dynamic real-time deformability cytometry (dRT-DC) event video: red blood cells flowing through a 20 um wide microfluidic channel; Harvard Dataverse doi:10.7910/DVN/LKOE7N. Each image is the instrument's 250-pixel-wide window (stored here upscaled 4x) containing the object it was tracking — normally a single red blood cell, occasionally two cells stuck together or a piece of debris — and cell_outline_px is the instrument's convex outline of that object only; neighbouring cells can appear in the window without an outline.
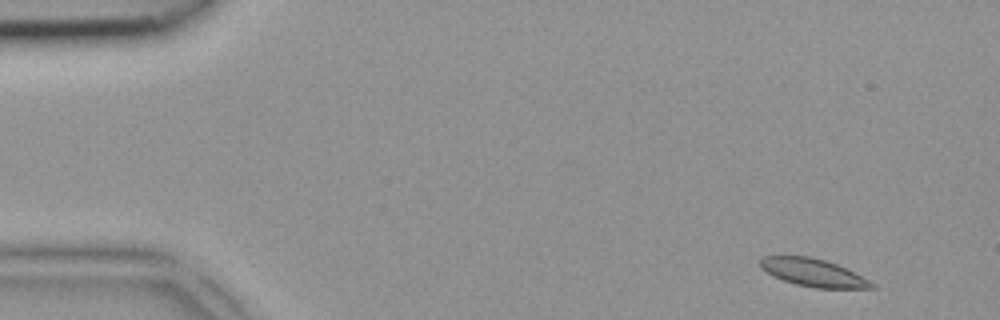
{"species": "common noctule bat (a hibernating species)", "species_latin": "Nyctalus noctula", "temperature_condition": "room temperature", "stored_images_in_passage": 4, "segment_of_instrument_passage": [2, 2], "camera_frame_rate_fps": 3000, "um_per_image_px": 0.085, "animal": {"sex": "female", "body_mass_g": 18.4}, "frame": {"image": 1, "passage_image": 4, "time_ms": 1.0, "image_size_px": [1000, 320], "cell_outline_px": [[876, 288], [816, 288], [796, 284], [784, 280], [760, 268], [760, 260], [764, 256], [808, 256], [824, 260], [836, 264], [876, 284]], "centroid_in_image_um": [69.12, 23.17], "position_along_channel_um": 15.9, "area_um2": 17.57}}